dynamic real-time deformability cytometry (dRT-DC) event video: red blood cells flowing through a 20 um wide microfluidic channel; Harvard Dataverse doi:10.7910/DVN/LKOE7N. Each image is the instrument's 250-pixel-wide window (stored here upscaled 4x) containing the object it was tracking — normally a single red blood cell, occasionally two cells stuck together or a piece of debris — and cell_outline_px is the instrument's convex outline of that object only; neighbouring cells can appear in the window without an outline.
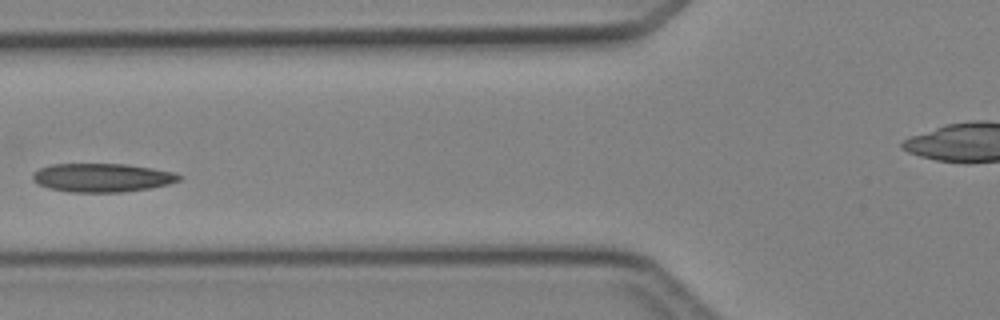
{"species": "Egyptian fruit bat (a non-hibernating species)", "species_latin": "Rousettus aegyptiacus", "temperature_condition": "cold", "stored_images_in_passage": 3, "camera_frame_rate_fps": 3000, "um_per_image_px": 0.085, "animal": {"sex": "female"}, "frame": {"image": 1, "passage_image": 3, "time_ms": 3.0, "image_size_px": [1000, 320], "cell_outline_px": [[184, 176], [180, 180], [168, 184], [148, 188], [120, 192], [68, 192], [48, 188], [32, 180], [32, 172], [40, 168], [52, 164], [124, 164], [152, 168], [176, 172]], "centroid_in_image_um": [8.68, 15.09], "position_along_channel_um": 117.1, "area_um2": 24.45}}